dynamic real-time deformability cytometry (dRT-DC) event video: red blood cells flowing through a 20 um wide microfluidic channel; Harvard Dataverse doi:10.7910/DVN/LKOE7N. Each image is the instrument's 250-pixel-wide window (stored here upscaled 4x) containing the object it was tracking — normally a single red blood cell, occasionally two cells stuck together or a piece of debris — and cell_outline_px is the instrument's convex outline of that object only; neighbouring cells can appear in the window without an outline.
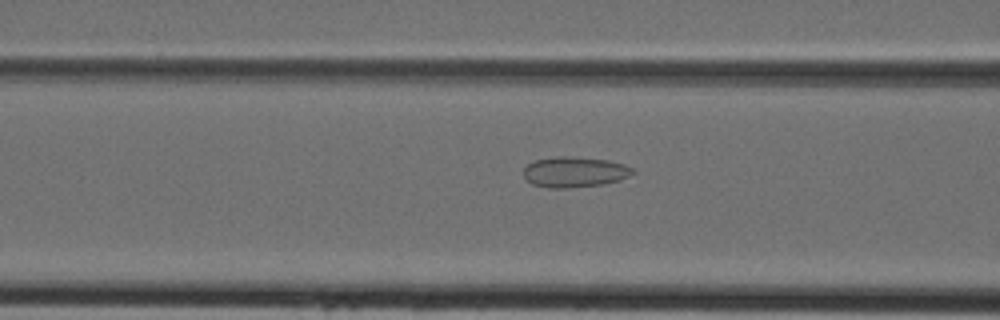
{"species": "Egyptian fruit bat (a non-hibernating species)", "species_latin": "Rousettus aegyptiacus", "temperature_condition": "cold", "stored_images_in_passage": 31, "camera_frame_rate_fps": 3000, "um_per_image_px": 0.085, "animal": {"sex": "female"}, "frame": {"image": 1, "passage_image": 4, "time_ms": 1.0, "image_size_px": [1000, 320], "cell_outline_px": [[636, 172], [620, 180], [604, 184], [568, 188], [548, 188], [532, 184], [524, 176], [524, 168], [528, 164], [536, 160], [556, 156], [564, 156], [608, 160], [624, 164], [632, 168]], "centroid_in_image_um": [48.85, 14.63], "position_along_channel_um": 117.8, "area_um2": 19.36}}
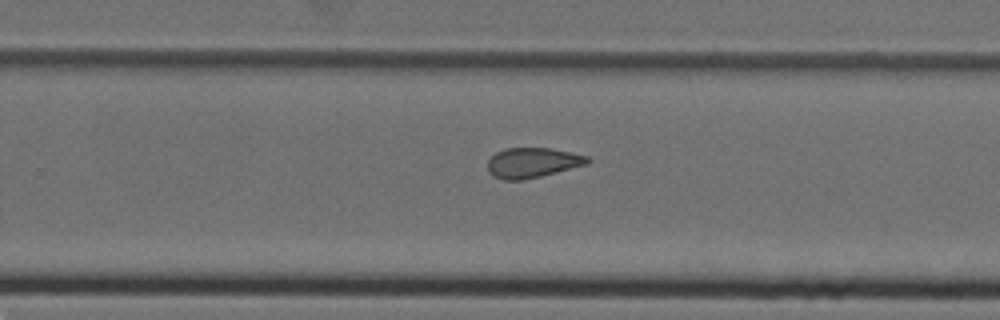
{"frame": {"image": 2, "passage_image": 15, "time_ms": 4.667, "image_size_px": [1000, 320], "cell_outline_px": [[592, 160], [588, 164], [524, 180], [504, 180], [492, 176], [488, 172], [488, 160], [496, 152], [504, 148], [552, 148], [588, 156]], "centroid_in_image_um": [45.26, 13.83], "position_along_channel_um": 284.5, "area_um2": 17.57}}
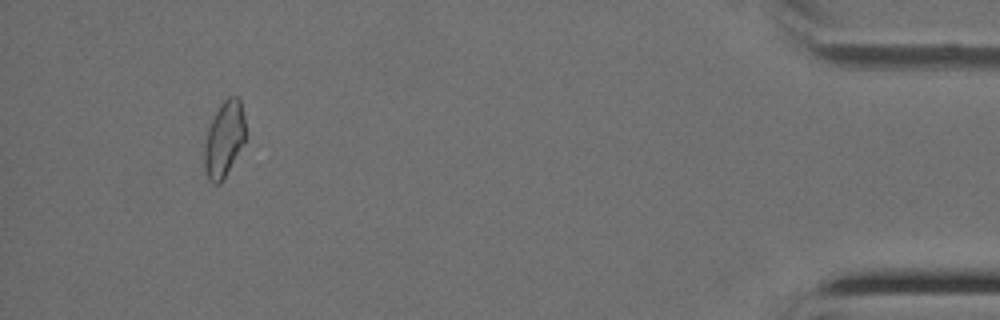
{"frame": {"image": 3, "passage_image": 28, "time_ms": 9.0, "image_size_px": [1000, 320], "cell_outline_px": [[244, 144], [220, 184], [212, 184], [208, 180], [204, 168], [204, 148], [208, 128], [220, 104], [228, 96], [236, 96], [240, 100], [244, 116]], "centroid_in_image_um": [19.04, 11.85], "position_along_channel_um": 416.2, "area_um2": 18.03}}